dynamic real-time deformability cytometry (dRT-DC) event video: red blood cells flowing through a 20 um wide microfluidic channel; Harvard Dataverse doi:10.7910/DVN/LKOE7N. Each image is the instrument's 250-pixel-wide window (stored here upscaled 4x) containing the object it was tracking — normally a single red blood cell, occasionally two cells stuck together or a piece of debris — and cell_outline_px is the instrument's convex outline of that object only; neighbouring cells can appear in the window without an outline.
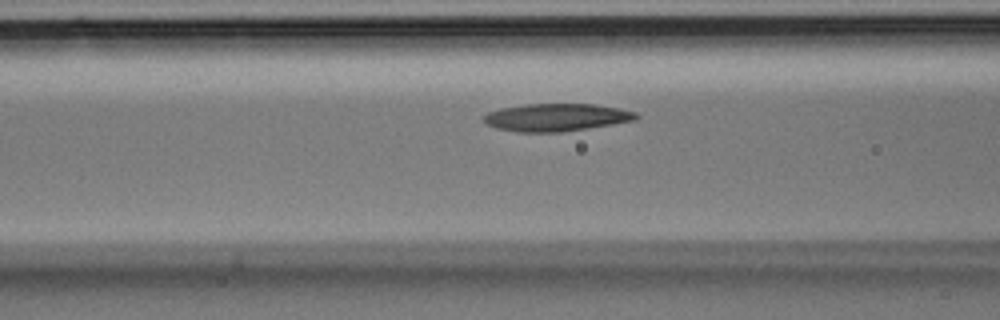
{"species": "Egyptian fruit bat (a non-hibernating species)", "species_latin": "Rousettus aegyptiacus", "temperature_condition": "room temperature", "stored_images_in_passage": 31, "camera_frame_rate_fps": 3000, "um_per_image_px": 0.085, "animal": {"sex": "male"}, "frame": {"image": 1, "passage_image": 9, "time_ms": 2.667, "image_size_px": [1000, 320], "cell_outline_px": [[640, 116], [636, 120], [588, 128], [560, 132], [516, 132], [496, 128], [480, 120], [480, 116], [488, 112], [500, 108], [528, 104], [592, 104], [620, 108], [636, 112]], "centroid_in_image_um": [47.25, 9.97], "position_along_channel_um": 119.4, "area_um2": 24.68}}
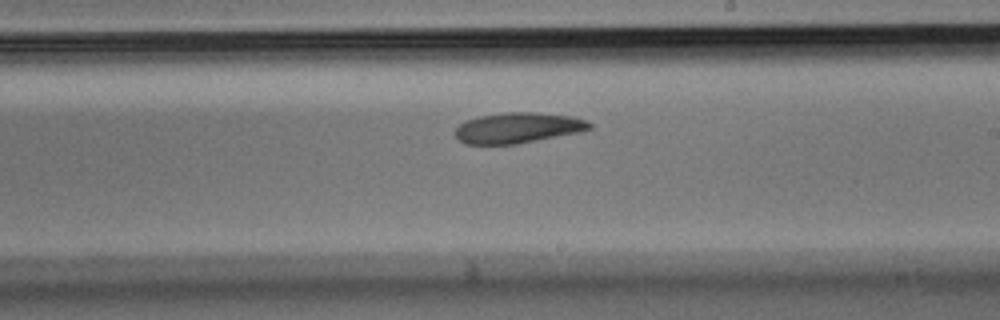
{"frame": {"image": 2, "passage_image": 16, "time_ms": 5.0, "image_size_px": [1000, 320], "cell_outline_px": [[592, 128], [580, 132], [516, 144], [464, 144], [456, 136], [456, 128], [464, 120], [480, 116], [504, 112], [532, 112], [572, 116], [588, 120], [592, 124]], "centroid_in_image_um": [44.04, 10.86], "position_along_channel_um": 245.0, "area_um2": 23.93}}
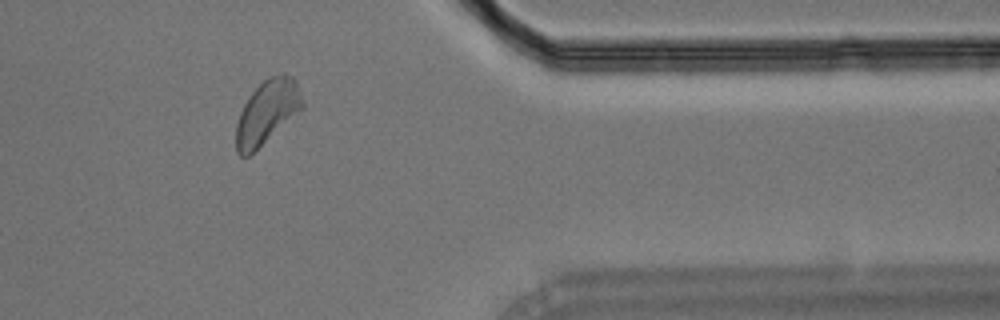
{"frame": {"image": 3, "passage_image": 25, "time_ms": 8.0, "image_size_px": [1000, 320], "cell_outline_px": [[304, 108], [248, 156], [240, 156], [236, 152], [236, 124], [240, 112], [248, 96], [268, 76], [292, 76], [296, 80], [304, 104]], "centroid_in_image_um": [22.69, 9.54], "position_along_channel_um": 388.7, "area_um2": 24.28}}